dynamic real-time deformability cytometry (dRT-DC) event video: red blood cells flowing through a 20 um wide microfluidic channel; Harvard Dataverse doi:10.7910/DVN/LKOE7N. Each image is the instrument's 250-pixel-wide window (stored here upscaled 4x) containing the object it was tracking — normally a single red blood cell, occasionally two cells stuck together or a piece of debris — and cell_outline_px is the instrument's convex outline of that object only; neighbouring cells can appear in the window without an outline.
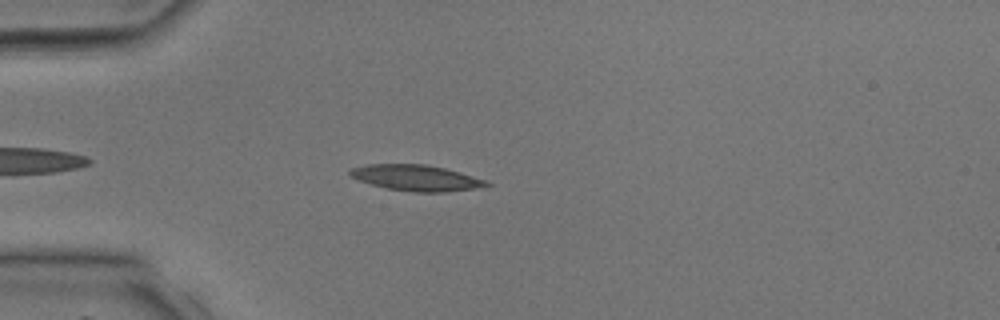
{"species": "common noctule bat (a hibernating species)", "species_latin": "Nyctalus noctula", "temperature_condition": "room temperature", "stored_images_in_passage": 32, "camera_frame_rate_fps": 3000, "um_per_image_px": 0.085, "animal": {"sex": "male", "body_mass_g": 17.9, "forearm_length_mm": 54.2}, "frame": {"image": 1, "passage_image": 4, "time_ms": 1.0, "image_size_px": [1000, 320], "cell_outline_px": [[492, 184], [476, 188], [444, 192], [412, 192], [388, 188], [372, 184], [360, 180], [352, 176], [348, 172], [352, 168], [368, 164], [428, 164], [444, 168], [488, 180]], "centroid_in_image_um": [35.42, 15.11], "position_along_channel_um": 49.6, "area_um2": 20.4}}
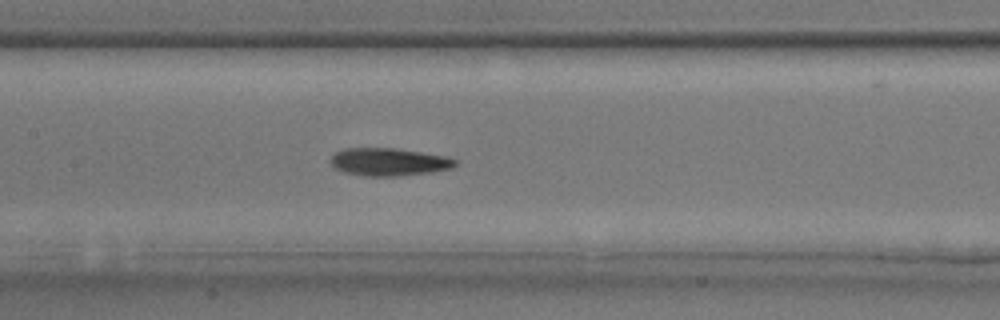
{"frame": {"image": 2, "passage_image": 12, "time_ms": 3.667, "image_size_px": [1000, 320], "cell_outline_px": [[460, 160], [452, 168], [432, 172], [396, 176], [364, 176], [344, 172], [336, 168], [328, 160], [336, 152], [344, 148], [396, 148], [444, 156]], "centroid_in_image_um": [33.05, 13.76], "position_along_channel_um": 174.3, "area_um2": 20.17}}
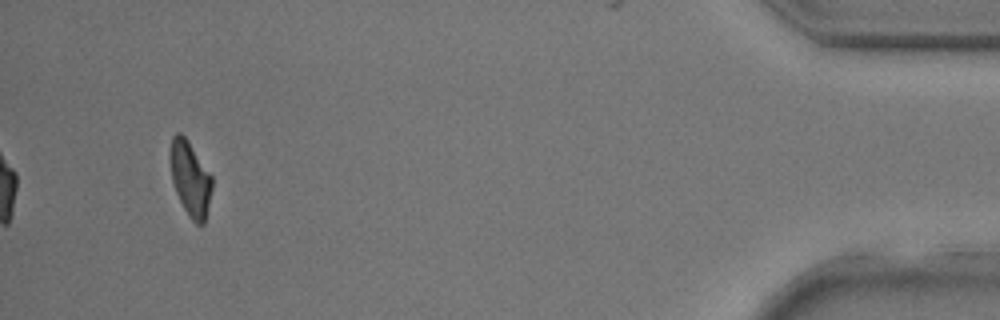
{"frame": {"image": 3, "passage_image": 30, "time_ms": 9.667, "image_size_px": [1000, 320], "cell_outline_px": [[212, 188], [204, 224], [196, 224], [192, 220], [184, 208], [176, 192], [172, 180], [168, 160], [168, 152], [172, 136], [176, 132], [180, 132], [188, 140], [212, 176]], "centroid_in_image_um": [16.13, 15.13], "position_along_channel_um": 419.1, "area_um2": 18.38}}